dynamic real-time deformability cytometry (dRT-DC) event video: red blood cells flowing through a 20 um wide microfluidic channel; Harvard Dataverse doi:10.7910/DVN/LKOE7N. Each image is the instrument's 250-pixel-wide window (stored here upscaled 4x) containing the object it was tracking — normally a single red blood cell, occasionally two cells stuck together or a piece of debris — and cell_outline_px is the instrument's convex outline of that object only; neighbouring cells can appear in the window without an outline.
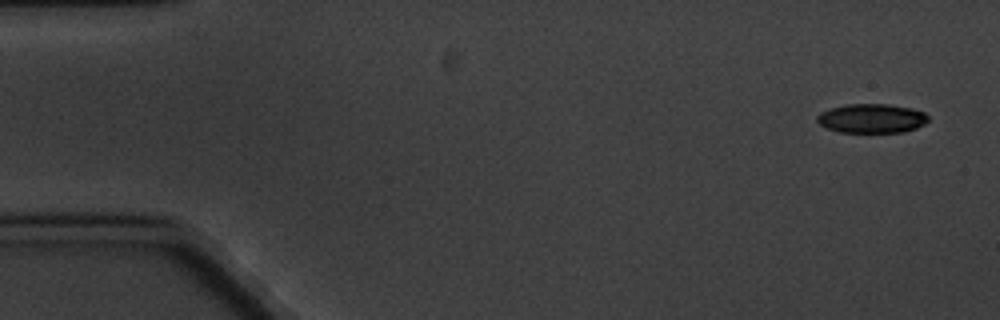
{"species": "common noctule bat (a hibernating species)", "species_latin": "Nyctalus noctula", "temperature_condition": "cold", "stored_images_in_passage": 9, "camera_frame_rate_fps": 3000, "um_per_image_px": 0.085, "animal": {"sex": "male", "body_mass_g": 20.1, "forearm_length_mm": 53.5}, "frame": {"image": 1, "passage_image": 1, "time_ms": 0.0, "image_size_px": [1000, 320], "cell_outline_px": [[928, 120], [924, 124], [916, 128], [904, 132], [840, 132], [828, 128], [820, 124], [816, 120], [816, 116], [820, 112], [832, 108], [848, 104], [888, 104], [912, 108], [924, 112], [928, 116]], "centroid_in_image_um": [74.11, 10.06], "position_along_channel_um": 10.9, "area_um2": 18.84}}
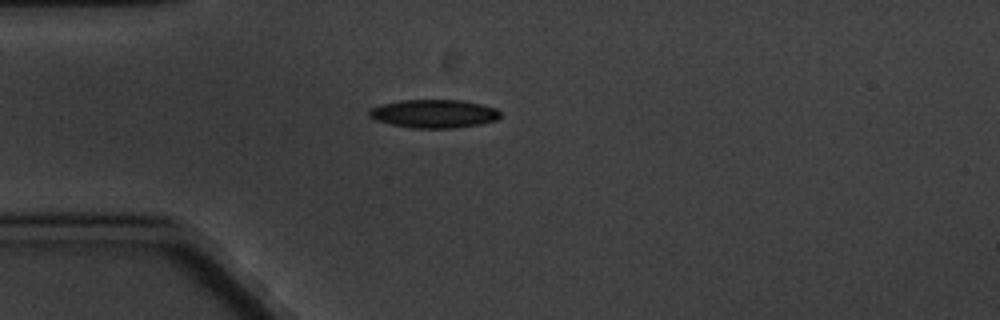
{"frame": {"image": 2, "passage_image": 4, "time_ms": 4.333, "image_size_px": [1000, 320], "cell_outline_px": [[500, 116], [496, 120], [480, 124], [452, 128], [412, 128], [372, 120], [368, 116], [368, 112], [372, 108], [380, 104], [400, 100], [460, 100], [480, 104], [496, 108], [500, 112]], "centroid_in_image_um": [36.84, 9.66], "position_along_channel_um": 48.2, "area_um2": 21.68}}